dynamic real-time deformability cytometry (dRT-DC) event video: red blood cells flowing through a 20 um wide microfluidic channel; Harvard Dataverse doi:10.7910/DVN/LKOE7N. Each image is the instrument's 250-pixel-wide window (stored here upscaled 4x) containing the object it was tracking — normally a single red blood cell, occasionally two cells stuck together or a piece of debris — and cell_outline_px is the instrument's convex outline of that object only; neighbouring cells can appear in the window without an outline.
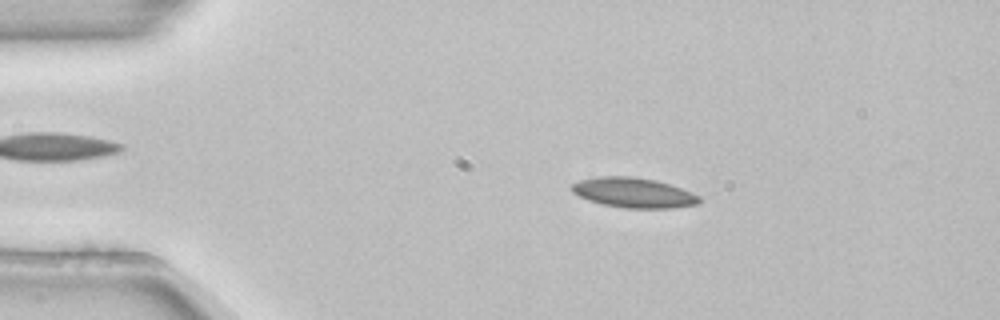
{"species": "common noctule bat (a hibernating species)", "species_latin": "Nyctalus noctula", "temperature_condition": "room temperature", "stored_images_in_passage": 13, "segment_of_instrument_passage": [1, 2], "camera_frame_rate_fps": 3000, "um_per_image_px": 0.085, "animal": {"sex": "female", "body_mass_g": 22.7, "forearm_length_mm": 54.2}, "frame": {"image": 1, "passage_image": 10, "time_ms": 3.0, "image_size_px": [1000, 320], "cell_outline_px": [[700, 204], [672, 208], [624, 208], [604, 204], [588, 200], [572, 192], [572, 184], [580, 180], [596, 176], [632, 176], [656, 180], [692, 192], [700, 196]], "centroid_in_image_um": [53.87, 16.38], "position_along_channel_um": 31.1, "area_um2": 22.25}}